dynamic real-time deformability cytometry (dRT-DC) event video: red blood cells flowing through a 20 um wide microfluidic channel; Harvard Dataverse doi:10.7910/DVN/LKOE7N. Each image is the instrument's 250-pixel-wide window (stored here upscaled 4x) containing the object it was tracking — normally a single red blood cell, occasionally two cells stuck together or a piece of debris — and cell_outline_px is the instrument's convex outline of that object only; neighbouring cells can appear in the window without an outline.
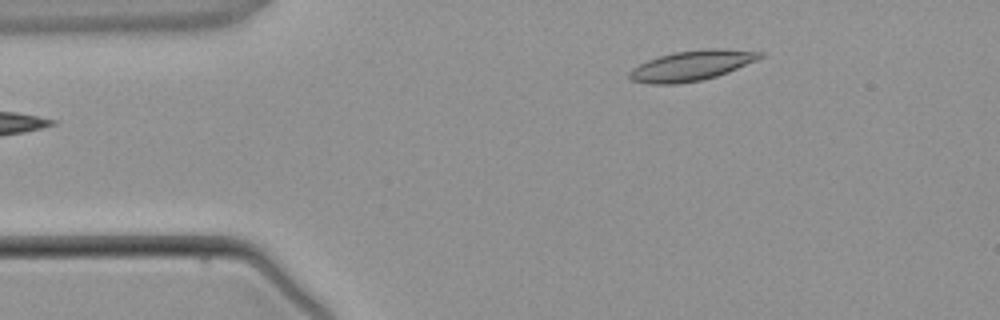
{"species": "common noctule bat (a hibernating species)", "species_latin": "Nyctalus noctula", "temperature_condition": "warm", "stored_images_in_passage": 2, "camera_frame_rate_fps": 3000, "um_per_image_px": 0.085, "animal": {"sex": "male", "body_mass_g": 21.5, "forearm_length_mm": 52.0}, "frame": {"image": 1, "passage_image": 2, "time_ms": 1.333, "image_size_px": [1000, 320], "cell_outline_px": [[764, 56], [756, 60], [728, 72], [716, 76], [700, 80], [676, 84], [648, 84], [632, 80], [628, 76], [628, 72], [632, 68], [648, 60], [660, 56], [676, 52], [704, 48], [716, 48], [764, 52]], "centroid_in_image_um": [58.78, 5.57], "position_along_channel_um": 26.2, "area_um2": 22.77}}